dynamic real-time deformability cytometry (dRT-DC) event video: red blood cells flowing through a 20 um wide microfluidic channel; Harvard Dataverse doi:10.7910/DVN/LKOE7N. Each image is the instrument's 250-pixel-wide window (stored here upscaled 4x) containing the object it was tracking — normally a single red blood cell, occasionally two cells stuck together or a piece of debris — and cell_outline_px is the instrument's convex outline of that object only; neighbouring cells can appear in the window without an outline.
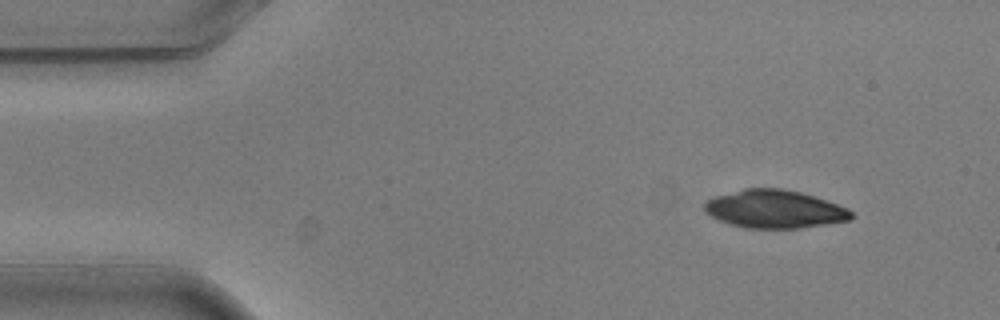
{"species": "common noctule bat (a hibernating species)", "species_latin": "Nyctalus noctula", "temperature_condition": "warm", "stored_images_in_passage": 12, "camera_frame_rate_fps": 3000, "um_per_image_px": 0.085, "animal": {"sex": "male", "body_mass_g": 20.5, "forearm_length_mm": 52.5}, "frame": {"image": 1, "passage_image": 1, "time_ms": 0.0, "image_size_px": [1000, 320], "cell_outline_px": [[856, 216], [852, 220], [828, 224], [800, 228], [744, 228], [728, 224], [704, 212], [704, 204], [708, 200], [716, 196], [744, 188], [780, 188], [800, 192], [848, 208]], "centroid_in_image_um": [65.86, 17.78], "position_along_channel_um": 19.1, "area_um2": 32.6}}